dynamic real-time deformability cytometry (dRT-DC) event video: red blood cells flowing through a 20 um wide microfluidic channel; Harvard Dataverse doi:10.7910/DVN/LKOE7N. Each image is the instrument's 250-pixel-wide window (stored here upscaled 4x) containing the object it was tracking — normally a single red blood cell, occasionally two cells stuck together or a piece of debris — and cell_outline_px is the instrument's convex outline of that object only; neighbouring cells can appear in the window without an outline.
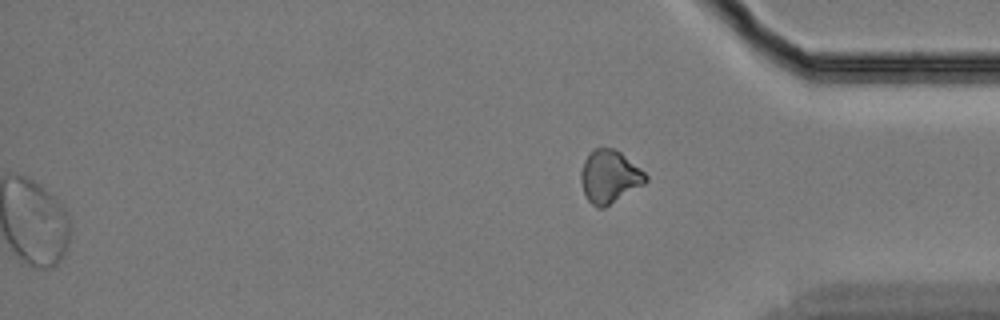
{"species": "Egyptian fruit bat (a non-hibernating species)", "species_latin": "Rousettus aegyptiacus", "temperature_condition": "cold", "stored_images_in_passage": 59, "segment_of_instrument_passage": [2, 2], "camera_frame_rate_fps": 3000, "um_per_image_px": 0.085, "animal": {"sex": "female"}, "frame": {"image": 1, "passage_image": 59, "time_ms": 19.333, "image_size_px": [1000, 320], "cell_outline_px": [[648, 180], [644, 184], [604, 208], [596, 208], [588, 200], [584, 192], [580, 180], [580, 172], [584, 160], [596, 148], [612, 148], [620, 152], [644, 172], [648, 176]], "centroid_in_image_um": [51.8, 15.03], "position_along_channel_um": 383.4, "area_um2": 19.71}}